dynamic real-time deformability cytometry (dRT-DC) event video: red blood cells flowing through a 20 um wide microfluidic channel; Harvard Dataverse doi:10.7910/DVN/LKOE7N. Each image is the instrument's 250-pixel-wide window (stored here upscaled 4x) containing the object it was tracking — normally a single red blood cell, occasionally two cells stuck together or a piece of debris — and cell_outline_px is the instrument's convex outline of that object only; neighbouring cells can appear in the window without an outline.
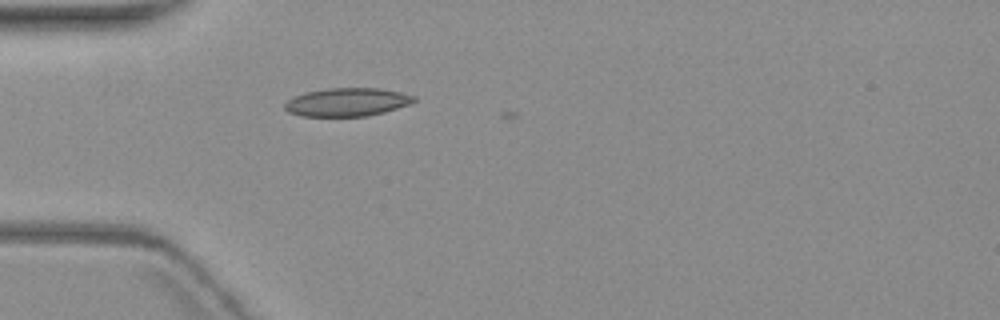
{"species": "common noctule bat (a hibernating species)", "species_latin": "Nyctalus noctula", "temperature_condition": "warm", "stored_images_in_passage": 5, "camera_frame_rate_fps": 3000, "um_per_image_px": 0.085, "animal": {"sex": "female", "body_mass_g": 19.3, "forearm_length_mm": 54.1}, "frame": {"image": 1, "passage_image": 5, "time_ms": 5.0, "image_size_px": [1000, 320], "cell_outline_px": [[416, 100], [412, 104], [384, 112], [368, 116], [300, 116], [288, 112], [284, 108], [284, 104], [288, 100], [304, 92], [328, 88], [380, 88], [400, 92], [416, 96]], "centroid_in_image_um": [29.53, 8.68], "position_along_channel_um": 55.5, "area_um2": 21.44}}